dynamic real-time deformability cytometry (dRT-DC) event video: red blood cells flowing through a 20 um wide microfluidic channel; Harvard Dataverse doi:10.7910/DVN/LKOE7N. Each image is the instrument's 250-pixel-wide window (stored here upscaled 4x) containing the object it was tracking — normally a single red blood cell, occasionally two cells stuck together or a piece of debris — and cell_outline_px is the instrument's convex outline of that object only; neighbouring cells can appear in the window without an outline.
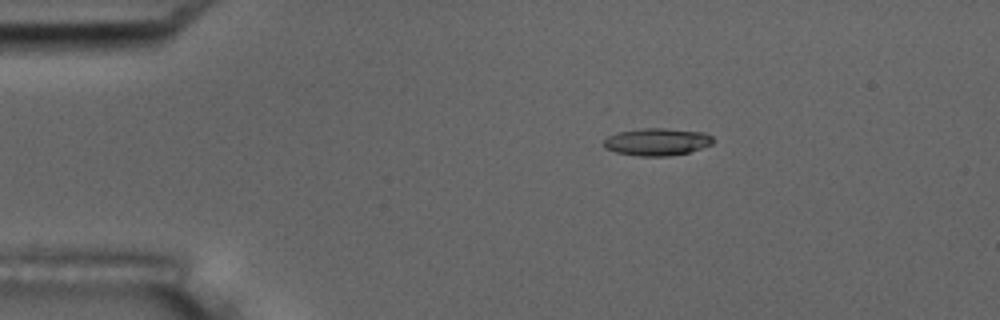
{"species": "common noctule bat (a hibernating species)", "species_latin": "Nyctalus noctula", "temperature_condition": "room temperature", "stored_images_in_passage": 46, "camera_frame_rate_fps": 3000, "um_per_image_px": 0.085, "animal": {"sex": "male", "body_mass_g": 17.5, "forearm_length_mm": 52.3}, "frame": {"image": 1, "passage_image": 2, "time_ms": 0.333, "image_size_px": [1000, 320], "cell_outline_px": [[712, 144], [688, 152], [668, 156], [640, 156], [616, 152], [604, 148], [604, 140], [608, 136], [616, 132], [644, 128], [664, 128], [704, 132], [712, 136]], "centroid_in_image_um": [55.82, 12.05], "position_along_channel_um": 29.2, "area_um2": 17.34}}
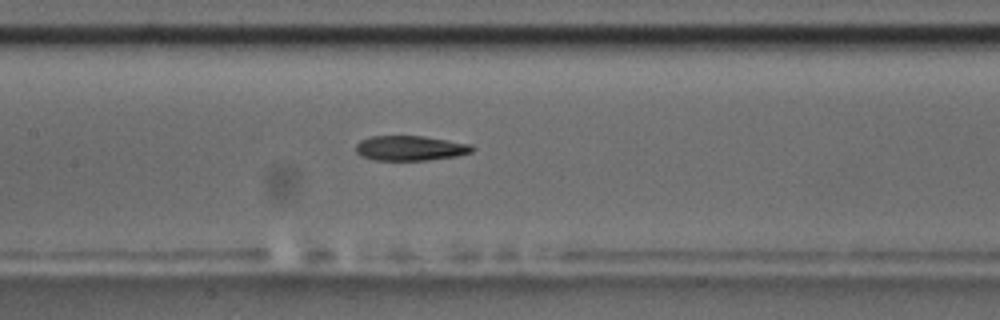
{"frame": {"image": 2, "passage_image": 18, "time_ms": 5.667, "image_size_px": [1000, 320], "cell_outline_px": [[476, 148], [472, 152], [456, 156], [428, 160], [376, 160], [360, 156], [356, 152], [356, 144], [360, 140], [372, 136], [424, 136], [472, 144]], "centroid_in_image_um": [34.89, 12.59], "position_along_channel_um": 172.5, "area_um2": 16.99}}
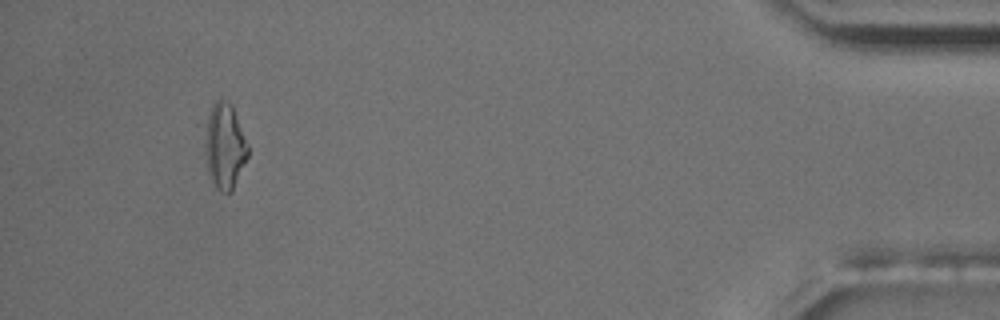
{"frame": {"image": 3, "passage_image": 43, "time_ms": 14.0, "image_size_px": [1000, 320], "cell_outline_px": [[248, 156], [232, 192], [220, 192], [216, 188], [208, 172], [196, 124], [212, 104], [220, 96], [232, 104], [248, 144]], "centroid_in_image_um": [18.95, 12.28], "position_along_channel_um": 416.3, "area_um2": 23.52}, "authors_computed_cell_mechanics": {"area_um2": 17.7157, "velocity_mm_per_s": 3.7219, "shape_relaxation_time_tau1_ms": 7.184, "shape_relaxation_time_tau2_ms": 6.2163, "deformation_change_tau1": 0.2385, "deformation_change_tau2": 0.1908}}